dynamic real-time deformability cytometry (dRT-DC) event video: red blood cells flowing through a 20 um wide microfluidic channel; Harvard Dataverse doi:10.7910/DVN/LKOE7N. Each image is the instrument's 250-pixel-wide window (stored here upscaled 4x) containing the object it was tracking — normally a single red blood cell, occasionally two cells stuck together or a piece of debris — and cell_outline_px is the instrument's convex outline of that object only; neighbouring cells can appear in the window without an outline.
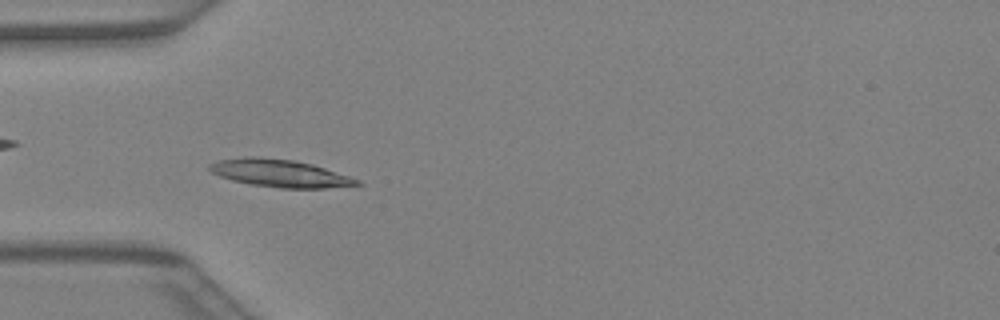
{"species": "Egyptian fruit bat (a non-hibernating species)", "species_latin": "Rousettus aegyptiacus", "temperature_condition": "warm", "stored_images_in_passage": 40, "camera_frame_rate_fps": 3000, "um_per_image_px": 0.085, "animal": {"sex": "female"}, "frame": {"image": 1, "passage_image": 12, "time_ms": 3.667, "image_size_px": [1000, 320], "cell_outline_px": [[364, 184], [324, 188], [280, 188], [252, 184], [232, 180], [220, 176], [212, 172], [208, 168], [208, 164], [220, 160], [244, 156], [256, 156], [292, 160], [312, 164], [360, 180]], "centroid_in_image_um": [23.77, 14.72], "position_along_channel_um": 61.2, "area_um2": 23.47}}
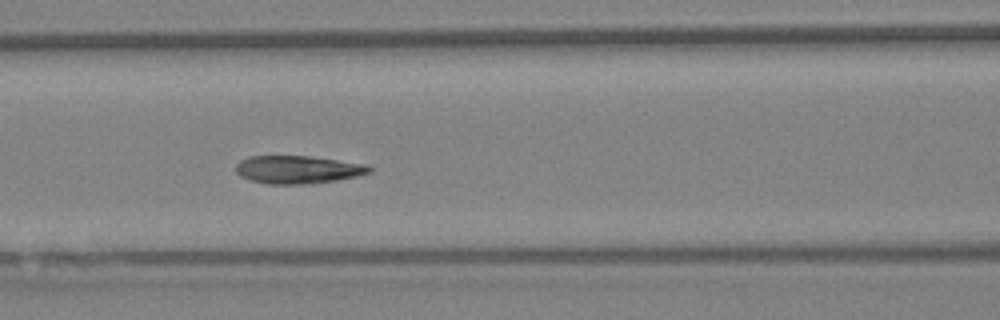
{"frame": {"image": 2, "passage_image": 17, "time_ms": 5.333, "image_size_px": [1000, 320], "cell_outline_px": [[372, 172], [356, 176], [336, 180], [308, 184], [268, 184], [252, 180], [240, 176], [236, 172], [236, 164], [240, 160], [248, 156], [308, 156], [368, 164], [372, 168]], "centroid_in_image_um": [25.32, 14.41], "position_along_channel_um": 141.3, "area_um2": 21.73}}
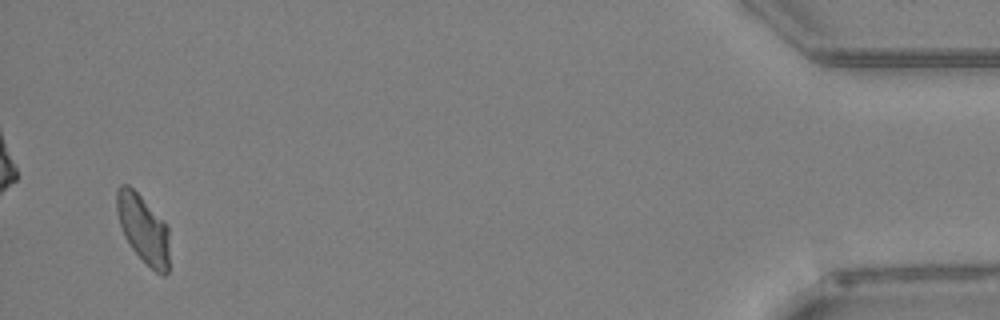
{"frame": {"image": 3, "passage_image": 39, "time_ms": 12.667, "image_size_px": [1000, 320], "cell_outline_px": [[168, 272], [164, 276], [156, 272], [132, 248], [124, 236], [120, 224], [116, 208], [116, 192], [120, 184], [128, 184], [168, 224]], "centroid_in_image_um": [12.17, 19.43], "position_along_channel_um": 423.0, "area_um2": 20.69}}